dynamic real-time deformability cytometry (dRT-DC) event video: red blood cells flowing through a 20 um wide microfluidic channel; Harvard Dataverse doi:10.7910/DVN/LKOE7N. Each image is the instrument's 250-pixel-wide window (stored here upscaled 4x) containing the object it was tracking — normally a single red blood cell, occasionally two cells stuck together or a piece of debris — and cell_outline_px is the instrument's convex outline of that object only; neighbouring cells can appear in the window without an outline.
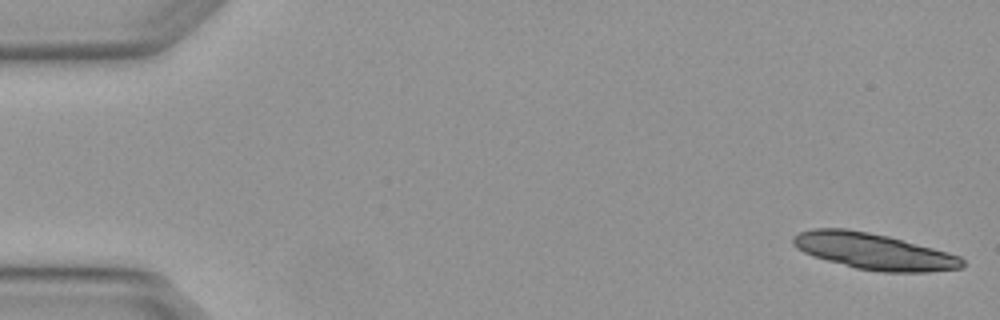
{"species": "Egyptian fruit bat (a non-hibernating species)", "species_latin": "Rousettus aegyptiacus", "temperature_condition": "warm", "stored_images_in_passage": 5, "camera_frame_rate_fps": 3000, "um_per_image_px": 0.085, "animal": {"sex": "female"}, "frame": {"image": 1, "passage_image": 1, "time_ms": 0.0, "image_size_px": [1000, 320], "cell_outline_px": [[964, 264], [960, 268], [928, 272], [880, 272], [856, 268], [812, 256], [796, 248], [792, 244], [792, 236], [800, 232], [812, 228], [848, 228], [888, 236], [948, 252], [960, 256], [964, 260]], "centroid_in_image_um": [74.24, 21.36], "position_along_channel_um": 10.8, "area_um2": 35.72}}